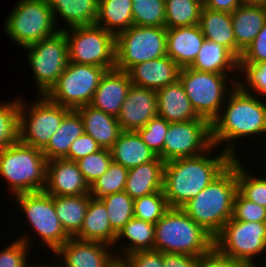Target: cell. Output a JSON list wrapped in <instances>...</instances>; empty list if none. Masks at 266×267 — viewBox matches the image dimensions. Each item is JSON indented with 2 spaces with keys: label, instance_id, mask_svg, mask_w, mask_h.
Returning <instances> with one entry per match:
<instances>
[{
  "label": "cell",
  "instance_id": "1",
  "mask_svg": "<svg viewBox=\"0 0 266 267\" xmlns=\"http://www.w3.org/2000/svg\"><path fill=\"white\" fill-rule=\"evenodd\" d=\"M205 153L189 158L166 162L163 173V193L169 208H181L217 178L233 161V157L222 150L214 158Z\"/></svg>",
  "mask_w": 266,
  "mask_h": 267
},
{
  "label": "cell",
  "instance_id": "2",
  "mask_svg": "<svg viewBox=\"0 0 266 267\" xmlns=\"http://www.w3.org/2000/svg\"><path fill=\"white\" fill-rule=\"evenodd\" d=\"M235 79L232 80L229 100L224 111L211 123V140L215 147L225 143V152L237 158L234 142L238 138L266 133V102L250 93L248 88L241 89ZM260 99V100H259ZM226 108V109H225Z\"/></svg>",
  "mask_w": 266,
  "mask_h": 267
},
{
  "label": "cell",
  "instance_id": "3",
  "mask_svg": "<svg viewBox=\"0 0 266 267\" xmlns=\"http://www.w3.org/2000/svg\"><path fill=\"white\" fill-rule=\"evenodd\" d=\"M237 184V158L208 186L181 208L215 238L232 218Z\"/></svg>",
  "mask_w": 266,
  "mask_h": 267
},
{
  "label": "cell",
  "instance_id": "4",
  "mask_svg": "<svg viewBox=\"0 0 266 267\" xmlns=\"http://www.w3.org/2000/svg\"><path fill=\"white\" fill-rule=\"evenodd\" d=\"M213 246L214 238L182 208H169L155 224V251L200 257Z\"/></svg>",
  "mask_w": 266,
  "mask_h": 267
},
{
  "label": "cell",
  "instance_id": "5",
  "mask_svg": "<svg viewBox=\"0 0 266 267\" xmlns=\"http://www.w3.org/2000/svg\"><path fill=\"white\" fill-rule=\"evenodd\" d=\"M47 159L42 150L20 141L0 151V175L13 195L44 191Z\"/></svg>",
  "mask_w": 266,
  "mask_h": 267
},
{
  "label": "cell",
  "instance_id": "6",
  "mask_svg": "<svg viewBox=\"0 0 266 267\" xmlns=\"http://www.w3.org/2000/svg\"><path fill=\"white\" fill-rule=\"evenodd\" d=\"M165 27L136 26L116 35L115 69L128 72L134 65L167 55Z\"/></svg>",
  "mask_w": 266,
  "mask_h": 267
},
{
  "label": "cell",
  "instance_id": "7",
  "mask_svg": "<svg viewBox=\"0 0 266 267\" xmlns=\"http://www.w3.org/2000/svg\"><path fill=\"white\" fill-rule=\"evenodd\" d=\"M5 22V32L21 47L56 34L55 20L48 0H19Z\"/></svg>",
  "mask_w": 266,
  "mask_h": 267
},
{
  "label": "cell",
  "instance_id": "8",
  "mask_svg": "<svg viewBox=\"0 0 266 267\" xmlns=\"http://www.w3.org/2000/svg\"><path fill=\"white\" fill-rule=\"evenodd\" d=\"M63 31L69 62L95 65L107 71L115 69L116 35L97 25L75 26Z\"/></svg>",
  "mask_w": 266,
  "mask_h": 267
},
{
  "label": "cell",
  "instance_id": "9",
  "mask_svg": "<svg viewBox=\"0 0 266 267\" xmlns=\"http://www.w3.org/2000/svg\"><path fill=\"white\" fill-rule=\"evenodd\" d=\"M227 74L200 72L190 67L180 68V80L192 108L198 117L210 124L218 117L228 93Z\"/></svg>",
  "mask_w": 266,
  "mask_h": 267
},
{
  "label": "cell",
  "instance_id": "10",
  "mask_svg": "<svg viewBox=\"0 0 266 267\" xmlns=\"http://www.w3.org/2000/svg\"><path fill=\"white\" fill-rule=\"evenodd\" d=\"M106 71L105 68L95 65L69 62L45 96L72 110L89 105Z\"/></svg>",
  "mask_w": 266,
  "mask_h": 267
},
{
  "label": "cell",
  "instance_id": "11",
  "mask_svg": "<svg viewBox=\"0 0 266 267\" xmlns=\"http://www.w3.org/2000/svg\"><path fill=\"white\" fill-rule=\"evenodd\" d=\"M38 98L30 108L20 101L19 141L43 150L71 109L50 101L45 95Z\"/></svg>",
  "mask_w": 266,
  "mask_h": 267
},
{
  "label": "cell",
  "instance_id": "12",
  "mask_svg": "<svg viewBox=\"0 0 266 267\" xmlns=\"http://www.w3.org/2000/svg\"><path fill=\"white\" fill-rule=\"evenodd\" d=\"M214 246L249 267H258L253 260L266 251V222H244L230 218L214 238Z\"/></svg>",
  "mask_w": 266,
  "mask_h": 267
},
{
  "label": "cell",
  "instance_id": "13",
  "mask_svg": "<svg viewBox=\"0 0 266 267\" xmlns=\"http://www.w3.org/2000/svg\"><path fill=\"white\" fill-rule=\"evenodd\" d=\"M35 75L39 95H45L69 63L68 43L63 30L24 48Z\"/></svg>",
  "mask_w": 266,
  "mask_h": 267
},
{
  "label": "cell",
  "instance_id": "14",
  "mask_svg": "<svg viewBox=\"0 0 266 267\" xmlns=\"http://www.w3.org/2000/svg\"><path fill=\"white\" fill-rule=\"evenodd\" d=\"M16 197L15 202L23 209L32 229L48 249L55 252L70 239L56 214L52 195L39 191L19 194Z\"/></svg>",
  "mask_w": 266,
  "mask_h": 267
},
{
  "label": "cell",
  "instance_id": "15",
  "mask_svg": "<svg viewBox=\"0 0 266 267\" xmlns=\"http://www.w3.org/2000/svg\"><path fill=\"white\" fill-rule=\"evenodd\" d=\"M212 146L211 124L207 120L199 117L196 120L169 123L162 160L166 163L175 159L199 156Z\"/></svg>",
  "mask_w": 266,
  "mask_h": 267
},
{
  "label": "cell",
  "instance_id": "16",
  "mask_svg": "<svg viewBox=\"0 0 266 267\" xmlns=\"http://www.w3.org/2000/svg\"><path fill=\"white\" fill-rule=\"evenodd\" d=\"M111 247L103 242L70 238L54 254L63 262L62 267H109L120 258L119 254L113 255Z\"/></svg>",
  "mask_w": 266,
  "mask_h": 267
},
{
  "label": "cell",
  "instance_id": "17",
  "mask_svg": "<svg viewBox=\"0 0 266 267\" xmlns=\"http://www.w3.org/2000/svg\"><path fill=\"white\" fill-rule=\"evenodd\" d=\"M157 115L156 90L131 85L117 120L123 131L136 132Z\"/></svg>",
  "mask_w": 266,
  "mask_h": 267
},
{
  "label": "cell",
  "instance_id": "18",
  "mask_svg": "<svg viewBox=\"0 0 266 267\" xmlns=\"http://www.w3.org/2000/svg\"><path fill=\"white\" fill-rule=\"evenodd\" d=\"M44 191L52 196H78L90 194V186L84 179L77 162L52 159L47 161Z\"/></svg>",
  "mask_w": 266,
  "mask_h": 267
},
{
  "label": "cell",
  "instance_id": "19",
  "mask_svg": "<svg viewBox=\"0 0 266 267\" xmlns=\"http://www.w3.org/2000/svg\"><path fill=\"white\" fill-rule=\"evenodd\" d=\"M131 85L128 72L108 70L100 79L89 105L117 118Z\"/></svg>",
  "mask_w": 266,
  "mask_h": 267
},
{
  "label": "cell",
  "instance_id": "20",
  "mask_svg": "<svg viewBox=\"0 0 266 267\" xmlns=\"http://www.w3.org/2000/svg\"><path fill=\"white\" fill-rule=\"evenodd\" d=\"M204 40L199 25L167 29V56L180 68L190 67L197 58Z\"/></svg>",
  "mask_w": 266,
  "mask_h": 267
},
{
  "label": "cell",
  "instance_id": "21",
  "mask_svg": "<svg viewBox=\"0 0 266 267\" xmlns=\"http://www.w3.org/2000/svg\"><path fill=\"white\" fill-rule=\"evenodd\" d=\"M180 67L164 56L134 65L129 71L132 85L158 90L178 79Z\"/></svg>",
  "mask_w": 266,
  "mask_h": 267
},
{
  "label": "cell",
  "instance_id": "22",
  "mask_svg": "<svg viewBox=\"0 0 266 267\" xmlns=\"http://www.w3.org/2000/svg\"><path fill=\"white\" fill-rule=\"evenodd\" d=\"M231 18L236 39V57L240 59L266 23V5L242 4L231 13Z\"/></svg>",
  "mask_w": 266,
  "mask_h": 267
},
{
  "label": "cell",
  "instance_id": "23",
  "mask_svg": "<svg viewBox=\"0 0 266 267\" xmlns=\"http://www.w3.org/2000/svg\"><path fill=\"white\" fill-rule=\"evenodd\" d=\"M156 94L158 116L164 118L167 122H183L199 118L192 108L179 79L156 90Z\"/></svg>",
  "mask_w": 266,
  "mask_h": 267
},
{
  "label": "cell",
  "instance_id": "24",
  "mask_svg": "<svg viewBox=\"0 0 266 267\" xmlns=\"http://www.w3.org/2000/svg\"><path fill=\"white\" fill-rule=\"evenodd\" d=\"M81 115L84 133L90 135L101 148L110 149L123 132L116 117L85 105L76 109Z\"/></svg>",
  "mask_w": 266,
  "mask_h": 267
},
{
  "label": "cell",
  "instance_id": "25",
  "mask_svg": "<svg viewBox=\"0 0 266 267\" xmlns=\"http://www.w3.org/2000/svg\"><path fill=\"white\" fill-rule=\"evenodd\" d=\"M165 162L158 156L128 170L124 191L133 199L163 190Z\"/></svg>",
  "mask_w": 266,
  "mask_h": 267
},
{
  "label": "cell",
  "instance_id": "26",
  "mask_svg": "<svg viewBox=\"0 0 266 267\" xmlns=\"http://www.w3.org/2000/svg\"><path fill=\"white\" fill-rule=\"evenodd\" d=\"M117 233L111 228L108 213L101 199L91 197L80 232L74 237L82 241L103 242L115 246Z\"/></svg>",
  "mask_w": 266,
  "mask_h": 267
},
{
  "label": "cell",
  "instance_id": "27",
  "mask_svg": "<svg viewBox=\"0 0 266 267\" xmlns=\"http://www.w3.org/2000/svg\"><path fill=\"white\" fill-rule=\"evenodd\" d=\"M110 152L112 161L128 170L153 161L157 157L135 131H123L110 148Z\"/></svg>",
  "mask_w": 266,
  "mask_h": 267
},
{
  "label": "cell",
  "instance_id": "28",
  "mask_svg": "<svg viewBox=\"0 0 266 267\" xmlns=\"http://www.w3.org/2000/svg\"><path fill=\"white\" fill-rule=\"evenodd\" d=\"M198 25L205 39L223 45L236 56V39L231 13L202 7Z\"/></svg>",
  "mask_w": 266,
  "mask_h": 267
},
{
  "label": "cell",
  "instance_id": "29",
  "mask_svg": "<svg viewBox=\"0 0 266 267\" xmlns=\"http://www.w3.org/2000/svg\"><path fill=\"white\" fill-rule=\"evenodd\" d=\"M190 68L200 72L228 74L239 69V59L226 47L205 39Z\"/></svg>",
  "mask_w": 266,
  "mask_h": 267
},
{
  "label": "cell",
  "instance_id": "30",
  "mask_svg": "<svg viewBox=\"0 0 266 267\" xmlns=\"http://www.w3.org/2000/svg\"><path fill=\"white\" fill-rule=\"evenodd\" d=\"M84 133L81 115L77 110H70L62 120L59 129L50 138L42 150L47 161L65 159L72 142Z\"/></svg>",
  "mask_w": 266,
  "mask_h": 267
},
{
  "label": "cell",
  "instance_id": "31",
  "mask_svg": "<svg viewBox=\"0 0 266 267\" xmlns=\"http://www.w3.org/2000/svg\"><path fill=\"white\" fill-rule=\"evenodd\" d=\"M54 20L63 18L68 28L95 25L98 0H48ZM58 15L59 17H56Z\"/></svg>",
  "mask_w": 266,
  "mask_h": 267
},
{
  "label": "cell",
  "instance_id": "32",
  "mask_svg": "<svg viewBox=\"0 0 266 267\" xmlns=\"http://www.w3.org/2000/svg\"><path fill=\"white\" fill-rule=\"evenodd\" d=\"M90 194L78 196H53L56 214L70 238H74L83 225Z\"/></svg>",
  "mask_w": 266,
  "mask_h": 267
},
{
  "label": "cell",
  "instance_id": "33",
  "mask_svg": "<svg viewBox=\"0 0 266 267\" xmlns=\"http://www.w3.org/2000/svg\"><path fill=\"white\" fill-rule=\"evenodd\" d=\"M95 25L114 35L133 26L132 0H98Z\"/></svg>",
  "mask_w": 266,
  "mask_h": 267
},
{
  "label": "cell",
  "instance_id": "34",
  "mask_svg": "<svg viewBox=\"0 0 266 267\" xmlns=\"http://www.w3.org/2000/svg\"><path fill=\"white\" fill-rule=\"evenodd\" d=\"M122 238L128 241L121 253L124 257L136 251L154 250L155 224L133 217L117 233L115 244Z\"/></svg>",
  "mask_w": 266,
  "mask_h": 267
},
{
  "label": "cell",
  "instance_id": "35",
  "mask_svg": "<svg viewBox=\"0 0 266 267\" xmlns=\"http://www.w3.org/2000/svg\"><path fill=\"white\" fill-rule=\"evenodd\" d=\"M202 0H165V28L198 25Z\"/></svg>",
  "mask_w": 266,
  "mask_h": 267
},
{
  "label": "cell",
  "instance_id": "36",
  "mask_svg": "<svg viewBox=\"0 0 266 267\" xmlns=\"http://www.w3.org/2000/svg\"><path fill=\"white\" fill-rule=\"evenodd\" d=\"M106 207L111 228L118 233L134 217V200L125 192L100 198Z\"/></svg>",
  "mask_w": 266,
  "mask_h": 267
},
{
  "label": "cell",
  "instance_id": "37",
  "mask_svg": "<svg viewBox=\"0 0 266 267\" xmlns=\"http://www.w3.org/2000/svg\"><path fill=\"white\" fill-rule=\"evenodd\" d=\"M127 174L126 167L112 161L108 170L90 185V195L100 199L106 195L124 191Z\"/></svg>",
  "mask_w": 266,
  "mask_h": 267
},
{
  "label": "cell",
  "instance_id": "38",
  "mask_svg": "<svg viewBox=\"0 0 266 267\" xmlns=\"http://www.w3.org/2000/svg\"><path fill=\"white\" fill-rule=\"evenodd\" d=\"M20 100L0 104V151L19 141Z\"/></svg>",
  "mask_w": 266,
  "mask_h": 267
},
{
  "label": "cell",
  "instance_id": "39",
  "mask_svg": "<svg viewBox=\"0 0 266 267\" xmlns=\"http://www.w3.org/2000/svg\"><path fill=\"white\" fill-rule=\"evenodd\" d=\"M133 25L165 27V0H132Z\"/></svg>",
  "mask_w": 266,
  "mask_h": 267
},
{
  "label": "cell",
  "instance_id": "40",
  "mask_svg": "<svg viewBox=\"0 0 266 267\" xmlns=\"http://www.w3.org/2000/svg\"><path fill=\"white\" fill-rule=\"evenodd\" d=\"M168 209L163 190L134 200V217L153 224H156Z\"/></svg>",
  "mask_w": 266,
  "mask_h": 267
},
{
  "label": "cell",
  "instance_id": "41",
  "mask_svg": "<svg viewBox=\"0 0 266 267\" xmlns=\"http://www.w3.org/2000/svg\"><path fill=\"white\" fill-rule=\"evenodd\" d=\"M237 159L238 192L249 201L266 208V178L250 176Z\"/></svg>",
  "mask_w": 266,
  "mask_h": 267
},
{
  "label": "cell",
  "instance_id": "42",
  "mask_svg": "<svg viewBox=\"0 0 266 267\" xmlns=\"http://www.w3.org/2000/svg\"><path fill=\"white\" fill-rule=\"evenodd\" d=\"M89 186L108 170L112 162L110 149L102 148L76 161Z\"/></svg>",
  "mask_w": 266,
  "mask_h": 267
},
{
  "label": "cell",
  "instance_id": "43",
  "mask_svg": "<svg viewBox=\"0 0 266 267\" xmlns=\"http://www.w3.org/2000/svg\"><path fill=\"white\" fill-rule=\"evenodd\" d=\"M169 127V122L160 116L152 118L144 127L136 132L140 135L142 141L162 159V150L165 135Z\"/></svg>",
  "mask_w": 266,
  "mask_h": 267
},
{
  "label": "cell",
  "instance_id": "44",
  "mask_svg": "<svg viewBox=\"0 0 266 267\" xmlns=\"http://www.w3.org/2000/svg\"><path fill=\"white\" fill-rule=\"evenodd\" d=\"M15 239L0 252V267H29L27 262L28 247L31 240L27 236ZM27 236V237H26Z\"/></svg>",
  "mask_w": 266,
  "mask_h": 267
},
{
  "label": "cell",
  "instance_id": "45",
  "mask_svg": "<svg viewBox=\"0 0 266 267\" xmlns=\"http://www.w3.org/2000/svg\"><path fill=\"white\" fill-rule=\"evenodd\" d=\"M232 218L244 222H266V208L249 201L237 192L233 204Z\"/></svg>",
  "mask_w": 266,
  "mask_h": 267
},
{
  "label": "cell",
  "instance_id": "46",
  "mask_svg": "<svg viewBox=\"0 0 266 267\" xmlns=\"http://www.w3.org/2000/svg\"><path fill=\"white\" fill-rule=\"evenodd\" d=\"M239 70L243 71L246 84L241 81H236L237 85L241 89L251 87L256 94L266 96V62H260L256 64H239ZM245 72V73H244Z\"/></svg>",
  "mask_w": 266,
  "mask_h": 267
},
{
  "label": "cell",
  "instance_id": "47",
  "mask_svg": "<svg viewBox=\"0 0 266 267\" xmlns=\"http://www.w3.org/2000/svg\"><path fill=\"white\" fill-rule=\"evenodd\" d=\"M260 62H266V23L239 59V64Z\"/></svg>",
  "mask_w": 266,
  "mask_h": 267
},
{
  "label": "cell",
  "instance_id": "48",
  "mask_svg": "<svg viewBox=\"0 0 266 267\" xmlns=\"http://www.w3.org/2000/svg\"><path fill=\"white\" fill-rule=\"evenodd\" d=\"M101 149V146L90 135L83 133L72 142L68 151V156L65 159L76 162Z\"/></svg>",
  "mask_w": 266,
  "mask_h": 267
},
{
  "label": "cell",
  "instance_id": "49",
  "mask_svg": "<svg viewBox=\"0 0 266 267\" xmlns=\"http://www.w3.org/2000/svg\"><path fill=\"white\" fill-rule=\"evenodd\" d=\"M200 267H249L246 263L221 253L215 246L200 256Z\"/></svg>",
  "mask_w": 266,
  "mask_h": 267
},
{
  "label": "cell",
  "instance_id": "50",
  "mask_svg": "<svg viewBox=\"0 0 266 267\" xmlns=\"http://www.w3.org/2000/svg\"><path fill=\"white\" fill-rule=\"evenodd\" d=\"M124 258L131 267H163V253L155 250L136 251Z\"/></svg>",
  "mask_w": 266,
  "mask_h": 267
},
{
  "label": "cell",
  "instance_id": "51",
  "mask_svg": "<svg viewBox=\"0 0 266 267\" xmlns=\"http://www.w3.org/2000/svg\"><path fill=\"white\" fill-rule=\"evenodd\" d=\"M163 267H200V257L163 253Z\"/></svg>",
  "mask_w": 266,
  "mask_h": 267
},
{
  "label": "cell",
  "instance_id": "52",
  "mask_svg": "<svg viewBox=\"0 0 266 267\" xmlns=\"http://www.w3.org/2000/svg\"><path fill=\"white\" fill-rule=\"evenodd\" d=\"M241 5V0H203V7L228 13H232Z\"/></svg>",
  "mask_w": 266,
  "mask_h": 267
},
{
  "label": "cell",
  "instance_id": "53",
  "mask_svg": "<svg viewBox=\"0 0 266 267\" xmlns=\"http://www.w3.org/2000/svg\"><path fill=\"white\" fill-rule=\"evenodd\" d=\"M109 267H131L124 258H116Z\"/></svg>",
  "mask_w": 266,
  "mask_h": 267
},
{
  "label": "cell",
  "instance_id": "54",
  "mask_svg": "<svg viewBox=\"0 0 266 267\" xmlns=\"http://www.w3.org/2000/svg\"><path fill=\"white\" fill-rule=\"evenodd\" d=\"M242 4L266 5V0H241Z\"/></svg>",
  "mask_w": 266,
  "mask_h": 267
},
{
  "label": "cell",
  "instance_id": "55",
  "mask_svg": "<svg viewBox=\"0 0 266 267\" xmlns=\"http://www.w3.org/2000/svg\"><path fill=\"white\" fill-rule=\"evenodd\" d=\"M33 267H62V266L59 265V264H58V265H53V266H49V265L47 266V265H43V264H42V265L33 266Z\"/></svg>",
  "mask_w": 266,
  "mask_h": 267
}]
</instances>
